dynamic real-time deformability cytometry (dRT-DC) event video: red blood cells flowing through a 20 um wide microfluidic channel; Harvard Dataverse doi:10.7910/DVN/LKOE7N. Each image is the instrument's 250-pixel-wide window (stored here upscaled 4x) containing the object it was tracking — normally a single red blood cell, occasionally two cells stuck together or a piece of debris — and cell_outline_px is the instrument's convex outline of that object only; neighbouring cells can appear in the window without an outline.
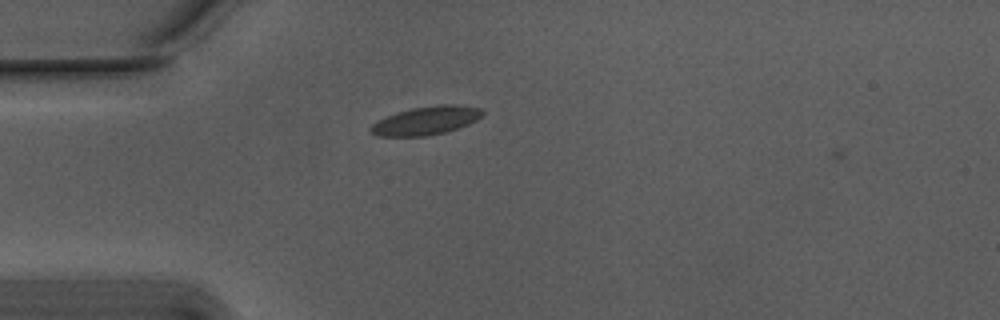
{"species": "Egyptian fruit bat (a non-hibernating species)", "species_latin": "Rousettus aegyptiacus", "temperature_condition": "warm", "stored_images_in_passage": 5, "camera_frame_rate_fps": 3000, "um_per_image_px": 0.085, "animal": {"sex": "male"}, "frame": {"image": 1, "passage_image": 4, "time_ms": 1.0, "image_size_px": [1000, 320], "cell_outline_px": [[484, 112], [476, 120], [468, 124], [444, 132], [424, 136], [376, 136], [368, 128], [376, 120], [396, 112], [412, 108], [440, 104], [456, 104], [480, 108]], "centroid_in_image_um": [36.17, 10.24], "position_along_channel_um": 48.8, "area_um2": 18.44}}